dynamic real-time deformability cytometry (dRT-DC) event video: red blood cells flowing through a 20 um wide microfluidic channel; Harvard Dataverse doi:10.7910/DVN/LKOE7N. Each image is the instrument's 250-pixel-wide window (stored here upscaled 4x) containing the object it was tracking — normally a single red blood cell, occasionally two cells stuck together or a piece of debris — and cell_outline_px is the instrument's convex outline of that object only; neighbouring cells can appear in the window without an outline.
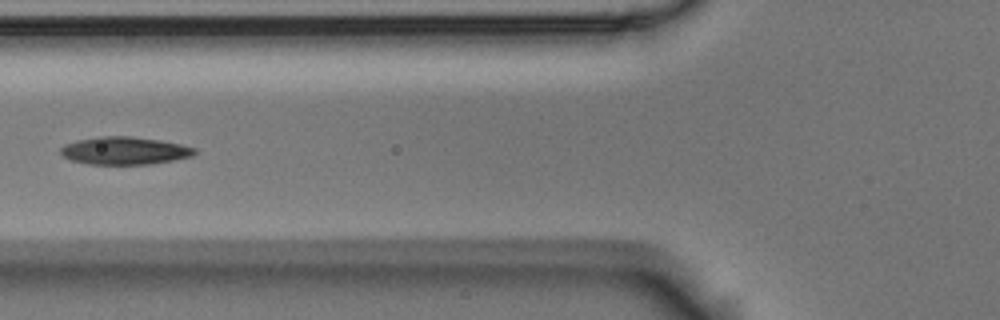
{"species": "Egyptian fruit bat (a non-hibernating species)", "species_latin": "Rousettus aegyptiacus", "temperature_condition": "room temperature", "stored_images_in_passage": 9, "camera_frame_rate_fps": 3000, "um_per_image_px": 0.085, "animal": {"sex": "male"}, "frame": {"image": 1, "passage_image": 6, "time_ms": 1.667, "image_size_px": [1000, 320], "cell_outline_px": [[196, 152], [192, 156], [172, 160], [148, 164], [88, 164], [72, 160], [64, 156], [60, 152], [60, 148], [64, 144], [76, 140], [100, 136], [132, 136], [160, 140], [180, 144], [196, 148]], "centroid_in_image_um": [10.57, 12.8], "position_along_channel_um": 115.2, "area_um2": 21.56}}
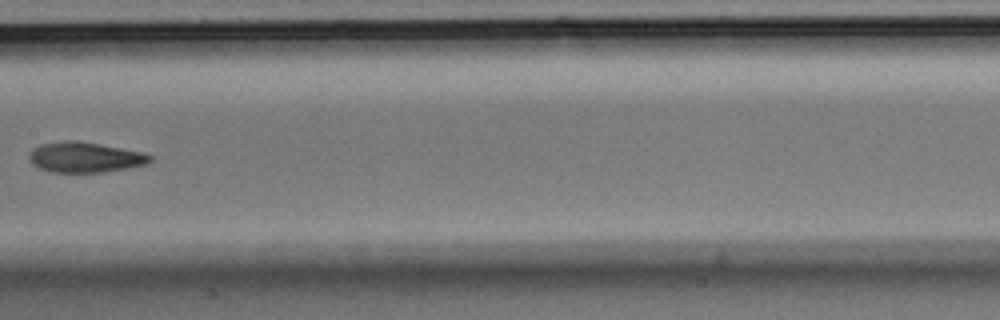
{"frame": {"image": 2, "passage_image": 8, "time_ms": 2.333, "image_size_px": [1000, 320], "cell_outline_px": [[152, 160], [144, 164], [128, 168], [104, 172], [52, 172], [40, 168], [32, 164], [28, 156], [40, 144], [64, 140], [76, 140], [100, 144], [140, 152], [152, 156]], "centroid_in_image_um": [7.2, 13.37], "position_along_channel_um": 200.2, "area_um2": 21.1}}
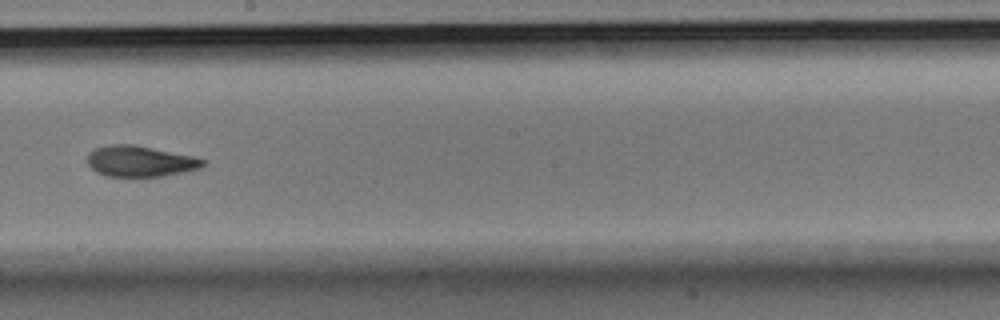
{"frame": {"image": 3, "passage_image": 9, "time_ms": 2.667, "image_size_px": [1000, 320], "cell_outline_px": [[204, 164], [200, 168], [160, 176], [104, 176], [96, 172], [88, 164], [88, 152], [96, 148], [108, 144], [132, 144], [196, 156], [204, 160]], "centroid_in_image_um": [11.88, 13.69], "position_along_channel_um": 236.3, "area_um2": 20.69}}